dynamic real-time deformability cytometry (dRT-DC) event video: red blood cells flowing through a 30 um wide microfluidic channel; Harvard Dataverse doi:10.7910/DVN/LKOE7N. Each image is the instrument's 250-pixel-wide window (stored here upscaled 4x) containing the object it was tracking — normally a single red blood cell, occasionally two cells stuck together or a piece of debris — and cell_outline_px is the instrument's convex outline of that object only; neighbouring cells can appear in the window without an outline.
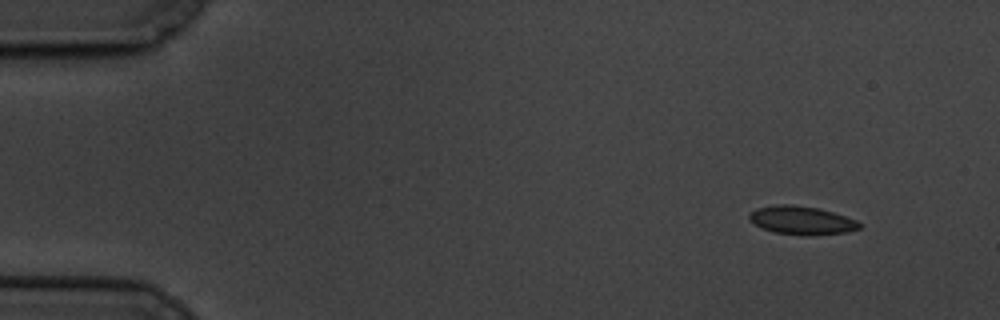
{"species": "common noctule bat (a hibernating species)", "species_latin": "Nyctalus noctula", "temperature_condition": "cold", "stored_images_in_passage": 4, "camera_frame_rate_fps": 3000, "um_per_image_px": 0.085, "animal": {"sex": "male", "body_mass_g": 19.5, "forearm_length_mm": 54.6}, "frame": {"image": 1, "passage_image": 1, "time_ms": 0.0, "image_size_px": [1000, 320], "cell_outline_px": [[860, 228], [848, 232], [808, 236], [804, 236], [776, 232], [764, 228], [748, 220], [748, 212], [756, 208], [776, 204], [792, 204], [816, 208], [832, 212], [856, 220], [860, 224]], "centroid_in_image_um": [68.1, 18.72], "position_along_channel_um": 16.9, "area_um2": 18.21}}